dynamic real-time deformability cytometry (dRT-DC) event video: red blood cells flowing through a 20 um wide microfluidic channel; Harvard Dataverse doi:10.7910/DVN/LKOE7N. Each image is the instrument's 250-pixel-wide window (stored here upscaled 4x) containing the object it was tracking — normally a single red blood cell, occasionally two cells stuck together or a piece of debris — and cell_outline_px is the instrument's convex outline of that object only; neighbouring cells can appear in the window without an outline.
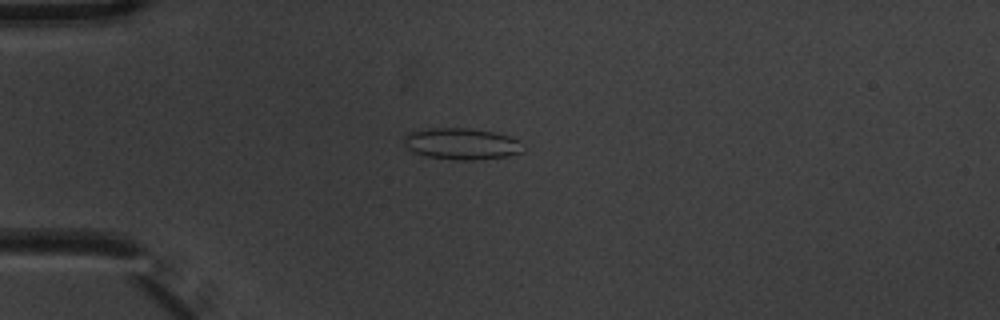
{"species": "common noctule bat (a hibernating species)", "species_latin": "Nyctalus noctula", "temperature_condition": "warm", "stored_images_in_passage": 4, "camera_frame_rate_fps": 3000, "um_per_image_px": 0.085, "animal": {"sex": "male", "body_mass_g": 20.1, "forearm_length_mm": 53.5}, "frame": {"image": 1, "passage_image": 2, "time_ms": 0.333, "image_size_px": [1000, 320], "cell_outline_px": [[524, 152], [508, 156], [476, 160], [452, 160], [428, 156], [412, 152], [404, 144], [404, 136], [408, 132], [424, 128], [468, 128], [492, 132], [508, 136], [520, 140], [524, 144]], "centroid_in_image_um": [39.25, 12.23], "position_along_channel_um": 45.8, "area_um2": 22.14}}